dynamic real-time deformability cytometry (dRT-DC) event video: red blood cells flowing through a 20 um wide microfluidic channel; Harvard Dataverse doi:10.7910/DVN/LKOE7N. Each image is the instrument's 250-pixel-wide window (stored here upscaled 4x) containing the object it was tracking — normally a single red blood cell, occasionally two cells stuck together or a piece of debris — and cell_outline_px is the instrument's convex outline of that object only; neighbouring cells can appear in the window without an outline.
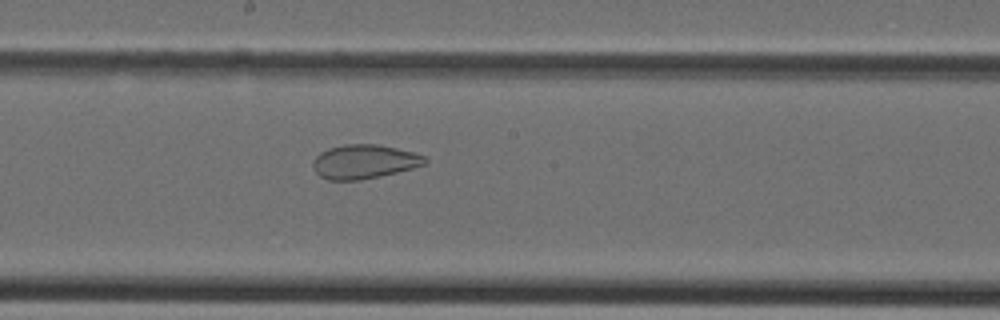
{"species": "Egyptian fruit bat (a non-hibernating species)", "species_latin": "Rousettus aegyptiacus", "temperature_condition": "cold", "stored_images_in_passage": 32, "camera_frame_rate_fps": 3000, "um_per_image_px": 0.085, "animal": {"sex": "female"}, "frame": {"image": 1, "passage_image": 14, "time_ms": 4.333, "image_size_px": [1000, 320], "cell_outline_px": [[428, 160], [424, 164], [412, 168], [380, 176], [360, 180], [328, 180], [320, 176], [312, 168], [312, 160], [320, 152], [328, 148], [344, 144], [376, 144], [396, 148], [412, 152], [424, 156]], "centroid_in_image_um": [30.9, 13.74], "position_along_channel_um": 217.3, "area_um2": 22.2}}
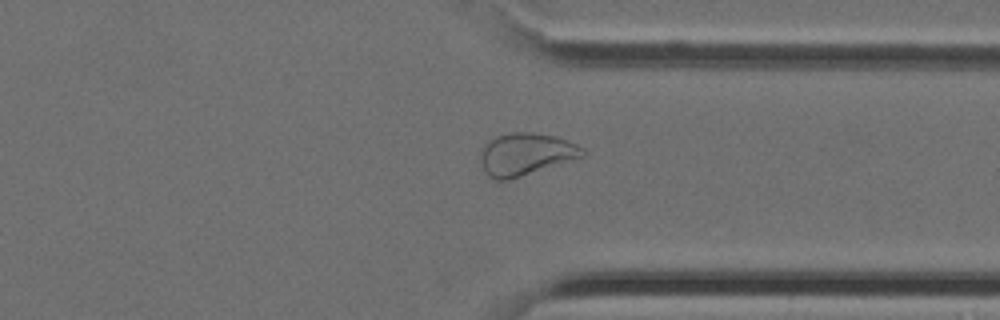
{"frame": {"image": 2, "passage_image": 23, "time_ms": 7.333, "image_size_px": [1000, 320], "cell_outline_px": [[584, 156], [508, 180], [496, 180], [488, 176], [484, 172], [480, 164], [480, 152], [484, 144], [488, 140], [496, 136], [512, 132], [532, 132], [556, 136], [576, 144], [584, 148]], "centroid_in_image_um": [44.63, 13.1], "position_along_channel_um": 366.8, "area_um2": 25.2}}